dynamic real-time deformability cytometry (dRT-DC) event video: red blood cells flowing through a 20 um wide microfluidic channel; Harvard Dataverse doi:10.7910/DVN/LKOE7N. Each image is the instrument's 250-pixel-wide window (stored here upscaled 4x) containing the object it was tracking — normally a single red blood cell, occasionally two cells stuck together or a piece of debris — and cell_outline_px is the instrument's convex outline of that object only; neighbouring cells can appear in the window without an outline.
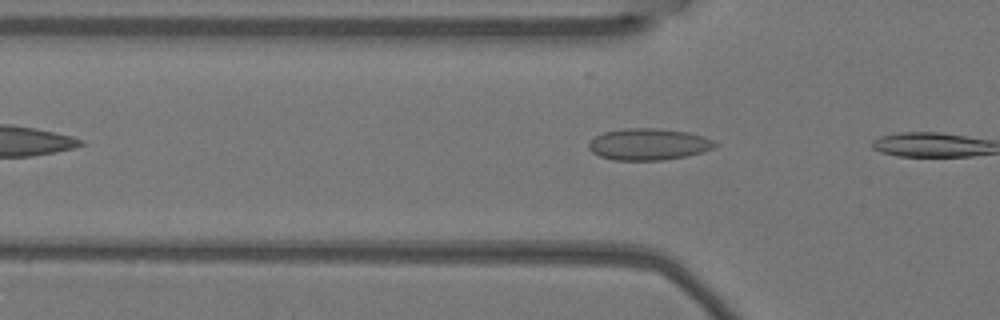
{"species": "Egyptian fruit bat (a non-hibernating species)", "species_latin": "Rousettus aegyptiacus", "temperature_condition": "warm", "stored_images_in_passage": 3, "camera_frame_rate_fps": 3000, "um_per_image_px": 0.085, "animal": {"sex": "female"}, "frame": {"image": 1, "passage_image": 3, "time_ms": 0.667, "image_size_px": [1000, 320], "cell_outline_px": [[720, 144], [704, 152], [664, 160], [612, 160], [600, 156], [592, 152], [588, 148], [588, 144], [596, 136], [604, 132], [624, 128], [656, 128], [688, 132], [704, 136]], "centroid_in_image_um": [55.14, 12.26], "position_along_channel_um": 70.7, "area_um2": 23.29}}